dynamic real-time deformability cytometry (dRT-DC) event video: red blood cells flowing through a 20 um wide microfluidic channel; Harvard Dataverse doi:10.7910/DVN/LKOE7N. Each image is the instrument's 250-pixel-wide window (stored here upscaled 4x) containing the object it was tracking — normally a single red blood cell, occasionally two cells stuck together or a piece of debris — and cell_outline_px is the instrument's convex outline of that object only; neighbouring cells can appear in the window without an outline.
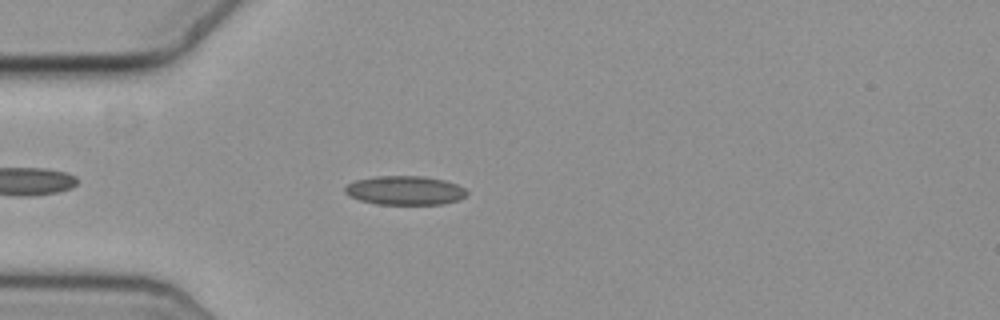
{"species": "common noctule bat (a hibernating species)", "species_latin": "Nyctalus noctula", "temperature_condition": "cold", "stored_images_in_passage": 46, "camera_frame_rate_fps": 3000, "um_per_image_px": 0.085, "animal": {"sex": "female", "body_mass_g": 19.3, "forearm_length_mm": 54.1}, "frame": {"image": 1, "passage_image": 8, "time_ms": 2.333, "image_size_px": [1000, 320], "cell_outline_px": [[468, 192], [460, 200], [444, 204], [376, 204], [360, 200], [348, 196], [344, 192], [344, 188], [348, 184], [356, 180], [376, 176], [420, 176], [444, 180], [456, 184], [464, 188]], "centroid_in_image_um": [34.41, 16.19], "position_along_channel_um": 50.6, "area_um2": 20.58}}
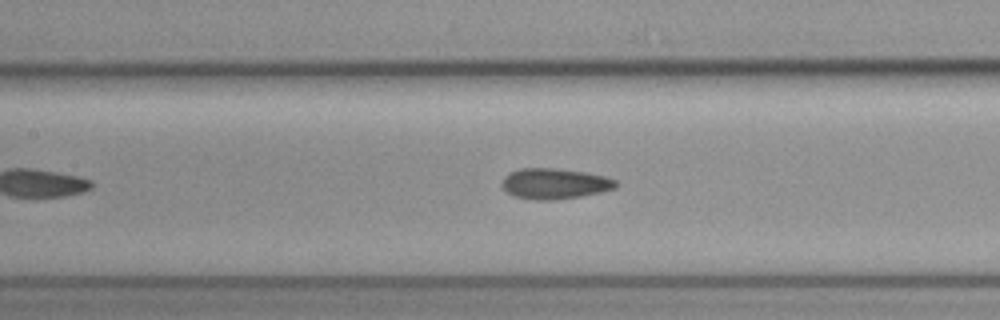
{"frame": {"image": 2, "passage_image": 18, "time_ms": 5.667, "image_size_px": [1000, 320], "cell_outline_px": [[620, 184], [616, 188], [600, 192], [580, 196], [556, 200], [536, 200], [516, 196], [508, 192], [500, 184], [504, 176], [520, 168], [556, 168], [584, 172], [604, 176], [616, 180]], "centroid_in_image_um": [47.16, 15.61], "position_along_channel_um": 160.2, "area_um2": 20.29}}
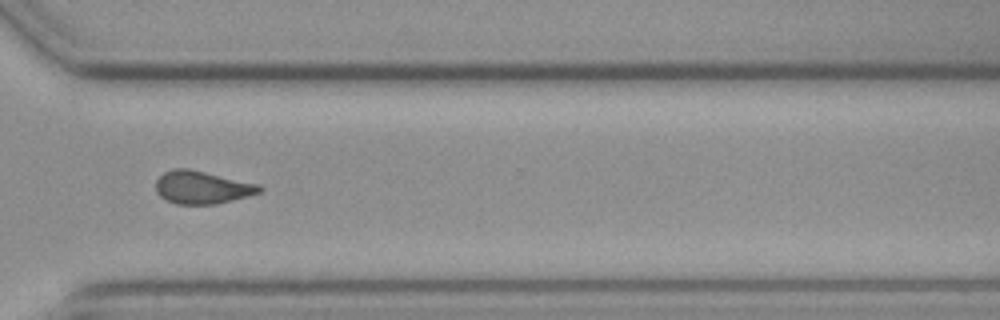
{"frame": {"image": 3, "passage_image": 34, "time_ms": 11.0, "image_size_px": [1000, 320], "cell_outline_px": [[264, 188], [260, 192], [232, 200], [216, 204], [176, 204], [164, 200], [156, 192], [156, 180], [164, 172], [176, 168], [188, 168], [260, 184]], "centroid_in_image_um": [17.16, 15.93], "position_along_channel_um": 353.4, "area_um2": 19.88}, "authors_computed_cell_mechanics": {"area_um2": 19.8832, "velocity_mm_per_s": 3.6262, "shape_relaxation_time_tau1_ms": null, "shape_relaxation_time_tau2_ms": 2.8209, "deformation_change_tau1": null, "deformation_change_tau2": 0.097}}